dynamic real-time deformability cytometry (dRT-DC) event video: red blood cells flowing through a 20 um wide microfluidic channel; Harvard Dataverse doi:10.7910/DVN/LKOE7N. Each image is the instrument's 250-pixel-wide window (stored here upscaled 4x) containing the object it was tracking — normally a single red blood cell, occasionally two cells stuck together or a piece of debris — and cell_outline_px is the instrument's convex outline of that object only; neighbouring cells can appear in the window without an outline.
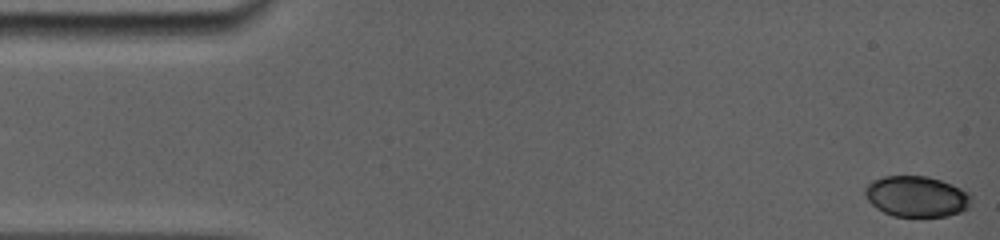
{"species": "common noctule bat (a hibernating species)", "species_latin": "Nyctalus noctula", "temperature_condition": "room temperature", "stored_images_in_passage": 74, "camera_frame_rate_fps": 5000, "um_per_image_px": 0.085, "animal": {"sex": "female", "body_mass_g": 19.0, "forearm_length_mm": 56.7}, "frame": {"image": 1, "passage_image": 1, "time_ms": 0.0, "image_size_px": [1000, 240], "cell_outline_px": [[972, 200], [968, 208], [960, 212], [948, 216], [892, 216], [876, 208], [868, 200], [864, 192], [864, 188], [872, 180], [884, 176], [928, 176], [952, 184], [972, 192]], "centroid_in_image_um": [77.94, 16.69], "position_along_channel_um": 7.1, "area_um2": 25.55}}
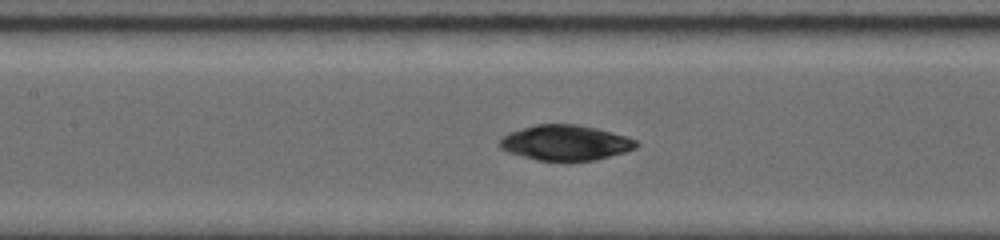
{"frame": {"image": 2, "passage_image": 32, "time_ms": 7.2, "image_size_px": [1000, 240], "cell_outline_px": [[640, 144], [636, 148], [624, 152], [596, 160], [536, 160], [508, 152], [500, 148], [500, 140], [508, 132], [536, 124], [576, 124], [596, 128], [628, 136], [636, 140]], "centroid_in_image_um": [48.08, 12.12], "position_along_channel_um": 159.3, "area_um2": 27.98}}
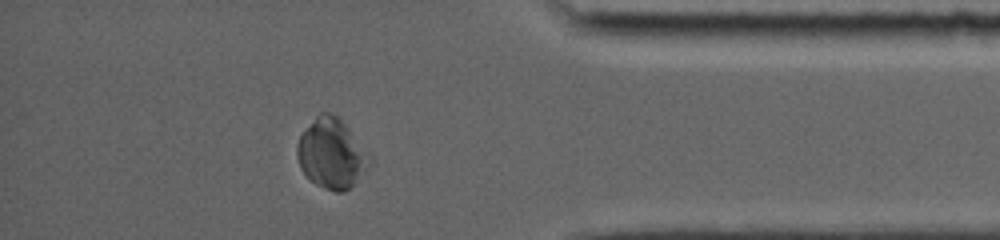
{"frame": {"image": 3, "passage_image": 64, "time_ms": 14.0, "image_size_px": [1000, 240], "cell_outline_px": [[372, 164], [344, 192], [336, 192], [324, 188], [316, 184], [300, 168], [296, 156], [296, 144], [300, 136], [316, 116], [320, 112], [332, 112], [344, 124], [372, 156]], "centroid_in_image_um": [28.18, 13.05], "position_along_channel_um": 407.0, "area_um2": 29.19}, "authors_computed_cell_mechanics": {"area_um2": 28.0619, "velocity_mm_per_s": 3.8432, "shape_relaxation_time_tau1_ms": 4.441, "shape_relaxation_time_tau2_ms": null, "deformation_change_tau1": 0.135, "deformation_change_tau2": null}}